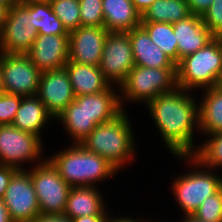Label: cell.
<instances>
[{
  "mask_svg": "<svg viewBox=\"0 0 222 222\" xmlns=\"http://www.w3.org/2000/svg\"><path fill=\"white\" fill-rule=\"evenodd\" d=\"M186 92L176 87L147 103L167 148L180 158L196 152L192 149L193 131L196 124L199 126L198 107L194 98Z\"/></svg>",
  "mask_w": 222,
  "mask_h": 222,
  "instance_id": "6da1fadb",
  "label": "cell"
},
{
  "mask_svg": "<svg viewBox=\"0 0 222 222\" xmlns=\"http://www.w3.org/2000/svg\"><path fill=\"white\" fill-rule=\"evenodd\" d=\"M48 160L71 187H93L94 182L104 178L106 180L119 171L100 155L89 152L76 143Z\"/></svg>",
  "mask_w": 222,
  "mask_h": 222,
  "instance_id": "7a4b0ae2",
  "label": "cell"
},
{
  "mask_svg": "<svg viewBox=\"0 0 222 222\" xmlns=\"http://www.w3.org/2000/svg\"><path fill=\"white\" fill-rule=\"evenodd\" d=\"M133 142L130 122L122 111L113 120L97 125L80 145L118 170L132 157Z\"/></svg>",
  "mask_w": 222,
  "mask_h": 222,
  "instance_id": "3957f363",
  "label": "cell"
},
{
  "mask_svg": "<svg viewBox=\"0 0 222 222\" xmlns=\"http://www.w3.org/2000/svg\"><path fill=\"white\" fill-rule=\"evenodd\" d=\"M177 87L190 91L200 86L218 87L222 79V37H215L202 49L177 64Z\"/></svg>",
  "mask_w": 222,
  "mask_h": 222,
  "instance_id": "277c9868",
  "label": "cell"
},
{
  "mask_svg": "<svg viewBox=\"0 0 222 222\" xmlns=\"http://www.w3.org/2000/svg\"><path fill=\"white\" fill-rule=\"evenodd\" d=\"M177 68H149L135 65L119 85L124 97L131 101H146L177 87ZM126 95V96H125Z\"/></svg>",
  "mask_w": 222,
  "mask_h": 222,
  "instance_id": "5b68a950",
  "label": "cell"
},
{
  "mask_svg": "<svg viewBox=\"0 0 222 222\" xmlns=\"http://www.w3.org/2000/svg\"><path fill=\"white\" fill-rule=\"evenodd\" d=\"M29 172L41 215H63L71 189L56 168L46 159Z\"/></svg>",
  "mask_w": 222,
  "mask_h": 222,
  "instance_id": "8992f818",
  "label": "cell"
},
{
  "mask_svg": "<svg viewBox=\"0 0 222 222\" xmlns=\"http://www.w3.org/2000/svg\"><path fill=\"white\" fill-rule=\"evenodd\" d=\"M37 37L38 31L32 21V4L17 3L10 7L0 31V53L27 54Z\"/></svg>",
  "mask_w": 222,
  "mask_h": 222,
  "instance_id": "52a82bcc",
  "label": "cell"
},
{
  "mask_svg": "<svg viewBox=\"0 0 222 222\" xmlns=\"http://www.w3.org/2000/svg\"><path fill=\"white\" fill-rule=\"evenodd\" d=\"M5 92L22 97L37 94L41 72L27 54H0Z\"/></svg>",
  "mask_w": 222,
  "mask_h": 222,
  "instance_id": "ba28073f",
  "label": "cell"
},
{
  "mask_svg": "<svg viewBox=\"0 0 222 222\" xmlns=\"http://www.w3.org/2000/svg\"><path fill=\"white\" fill-rule=\"evenodd\" d=\"M173 193L186 216L192 214L209 197L222 187V178L204 171H191V173L178 177L173 184Z\"/></svg>",
  "mask_w": 222,
  "mask_h": 222,
  "instance_id": "9c48e42d",
  "label": "cell"
},
{
  "mask_svg": "<svg viewBox=\"0 0 222 222\" xmlns=\"http://www.w3.org/2000/svg\"><path fill=\"white\" fill-rule=\"evenodd\" d=\"M13 222H30L40 215V207L29 172L18 170L2 198Z\"/></svg>",
  "mask_w": 222,
  "mask_h": 222,
  "instance_id": "30bf717a",
  "label": "cell"
},
{
  "mask_svg": "<svg viewBox=\"0 0 222 222\" xmlns=\"http://www.w3.org/2000/svg\"><path fill=\"white\" fill-rule=\"evenodd\" d=\"M134 66L129 33L108 32L99 65L104 77L120 85Z\"/></svg>",
  "mask_w": 222,
  "mask_h": 222,
  "instance_id": "8fae6325",
  "label": "cell"
},
{
  "mask_svg": "<svg viewBox=\"0 0 222 222\" xmlns=\"http://www.w3.org/2000/svg\"><path fill=\"white\" fill-rule=\"evenodd\" d=\"M40 139L12 125H0V164L22 170L19 162H33L42 155Z\"/></svg>",
  "mask_w": 222,
  "mask_h": 222,
  "instance_id": "7c38bea8",
  "label": "cell"
},
{
  "mask_svg": "<svg viewBox=\"0 0 222 222\" xmlns=\"http://www.w3.org/2000/svg\"><path fill=\"white\" fill-rule=\"evenodd\" d=\"M36 95L55 119L75 100L70 78L65 68L42 72Z\"/></svg>",
  "mask_w": 222,
  "mask_h": 222,
  "instance_id": "4fadbf2b",
  "label": "cell"
},
{
  "mask_svg": "<svg viewBox=\"0 0 222 222\" xmlns=\"http://www.w3.org/2000/svg\"><path fill=\"white\" fill-rule=\"evenodd\" d=\"M108 30L80 26L69 32V61L99 66Z\"/></svg>",
  "mask_w": 222,
  "mask_h": 222,
  "instance_id": "5bb4252c",
  "label": "cell"
},
{
  "mask_svg": "<svg viewBox=\"0 0 222 222\" xmlns=\"http://www.w3.org/2000/svg\"><path fill=\"white\" fill-rule=\"evenodd\" d=\"M27 55L41 73L63 69L69 60V35H38Z\"/></svg>",
  "mask_w": 222,
  "mask_h": 222,
  "instance_id": "9a60e30c",
  "label": "cell"
},
{
  "mask_svg": "<svg viewBox=\"0 0 222 222\" xmlns=\"http://www.w3.org/2000/svg\"><path fill=\"white\" fill-rule=\"evenodd\" d=\"M173 30L177 40L178 63L215 38L202 22L201 16L193 14L174 23Z\"/></svg>",
  "mask_w": 222,
  "mask_h": 222,
  "instance_id": "2e32d148",
  "label": "cell"
},
{
  "mask_svg": "<svg viewBox=\"0 0 222 222\" xmlns=\"http://www.w3.org/2000/svg\"><path fill=\"white\" fill-rule=\"evenodd\" d=\"M128 33L135 65L149 68H177L170 57L152 42L141 25Z\"/></svg>",
  "mask_w": 222,
  "mask_h": 222,
  "instance_id": "e0dca14e",
  "label": "cell"
},
{
  "mask_svg": "<svg viewBox=\"0 0 222 222\" xmlns=\"http://www.w3.org/2000/svg\"><path fill=\"white\" fill-rule=\"evenodd\" d=\"M64 68L69 75L75 97L101 93L111 86L99 66L84 65L68 60Z\"/></svg>",
  "mask_w": 222,
  "mask_h": 222,
  "instance_id": "ac0fdd59",
  "label": "cell"
},
{
  "mask_svg": "<svg viewBox=\"0 0 222 222\" xmlns=\"http://www.w3.org/2000/svg\"><path fill=\"white\" fill-rule=\"evenodd\" d=\"M102 8L108 32H129L141 24V14L131 0H102Z\"/></svg>",
  "mask_w": 222,
  "mask_h": 222,
  "instance_id": "d6986e66",
  "label": "cell"
},
{
  "mask_svg": "<svg viewBox=\"0 0 222 222\" xmlns=\"http://www.w3.org/2000/svg\"><path fill=\"white\" fill-rule=\"evenodd\" d=\"M101 197L95 186L71 187L63 216L71 220L82 216L107 215Z\"/></svg>",
  "mask_w": 222,
  "mask_h": 222,
  "instance_id": "ffe728a7",
  "label": "cell"
},
{
  "mask_svg": "<svg viewBox=\"0 0 222 222\" xmlns=\"http://www.w3.org/2000/svg\"><path fill=\"white\" fill-rule=\"evenodd\" d=\"M50 118L54 119L37 95L26 96L22 98L11 125L40 137L41 128Z\"/></svg>",
  "mask_w": 222,
  "mask_h": 222,
  "instance_id": "44dd1931",
  "label": "cell"
},
{
  "mask_svg": "<svg viewBox=\"0 0 222 222\" xmlns=\"http://www.w3.org/2000/svg\"><path fill=\"white\" fill-rule=\"evenodd\" d=\"M119 97L112 86L101 93L85 95V113L96 125L111 121L124 111Z\"/></svg>",
  "mask_w": 222,
  "mask_h": 222,
  "instance_id": "7402d4cb",
  "label": "cell"
},
{
  "mask_svg": "<svg viewBox=\"0 0 222 222\" xmlns=\"http://www.w3.org/2000/svg\"><path fill=\"white\" fill-rule=\"evenodd\" d=\"M56 118L63 122L76 144H80L97 126L85 113V95L75 97Z\"/></svg>",
  "mask_w": 222,
  "mask_h": 222,
  "instance_id": "603a6c76",
  "label": "cell"
},
{
  "mask_svg": "<svg viewBox=\"0 0 222 222\" xmlns=\"http://www.w3.org/2000/svg\"><path fill=\"white\" fill-rule=\"evenodd\" d=\"M199 126L207 134L222 132V88L205 90L204 99L198 106Z\"/></svg>",
  "mask_w": 222,
  "mask_h": 222,
  "instance_id": "cb8c5ba5",
  "label": "cell"
},
{
  "mask_svg": "<svg viewBox=\"0 0 222 222\" xmlns=\"http://www.w3.org/2000/svg\"><path fill=\"white\" fill-rule=\"evenodd\" d=\"M190 15L187 0H155L141 15V22L174 24Z\"/></svg>",
  "mask_w": 222,
  "mask_h": 222,
  "instance_id": "d4e9b609",
  "label": "cell"
},
{
  "mask_svg": "<svg viewBox=\"0 0 222 222\" xmlns=\"http://www.w3.org/2000/svg\"><path fill=\"white\" fill-rule=\"evenodd\" d=\"M140 25L147 31L152 42L177 65L178 49L173 24L165 22H141Z\"/></svg>",
  "mask_w": 222,
  "mask_h": 222,
  "instance_id": "484cf974",
  "label": "cell"
},
{
  "mask_svg": "<svg viewBox=\"0 0 222 222\" xmlns=\"http://www.w3.org/2000/svg\"><path fill=\"white\" fill-rule=\"evenodd\" d=\"M32 21L38 35H69L61 20L53 13L50 2L32 4Z\"/></svg>",
  "mask_w": 222,
  "mask_h": 222,
  "instance_id": "4316f807",
  "label": "cell"
},
{
  "mask_svg": "<svg viewBox=\"0 0 222 222\" xmlns=\"http://www.w3.org/2000/svg\"><path fill=\"white\" fill-rule=\"evenodd\" d=\"M210 136L211 139L204 142L205 144L201 148L199 147L197 152L192 156H185V158L191 159L194 166L222 167V132L212 133Z\"/></svg>",
  "mask_w": 222,
  "mask_h": 222,
  "instance_id": "83f0119b",
  "label": "cell"
},
{
  "mask_svg": "<svg viewBox=\"0 0 222 222\" xmlns=\"http://www.w3.org/2000/svg\"><path fill=\"white\" fill-rule=\"evenodd\" d=\"M50 4L53 13L61 20L68 32L81 26L79 1L53 0Z\"/></svg>",
  "mask_w": 222,
  "mask_h": 222,
  "instance_id": "f1b7e54d",
  "label": "cell"
},
{
  "mask_svg": "<svg viewBox=\"0 0 222 222\" xmlns=\"http://www.w3.org/2000/svg\"><path fill=\"white\" fill-rule=\"evenodd\" d=\"M192 216L201 222H222V187L209 196Z\"/></svg>",
  "mask_w": 222,
  "mask_h": 222,
  "instance_id": "f546056e",
  "label": "cell"
},
{
  "mask_svg": "<svg viewBox=\"0 0 222 222\" xmlns=\"http://www.w3.org/2000/svg\"><path fill=\"white\" fill-rule=\"evenodd\" d=\"M80 21L83 27H104L102 0H79Z\"/></svg>",
  "mask_w": 222,
  "mask_h": 222,
  "instance_id": "4dcf8cb0",
  "label": "cell"
},
{
  "mask_svg": "<svg viewBox=\"0 0 222 222\" xmlns=\"http://www.w3.org/2000/svg\"><path fill=\"white\" fill-rule=\"evenodd\" d=\"M201 18L215 37H222V0H213Z\"/></svg>",
  "mask_w": 222,
  "mask_h": 222,
  "instance_id": "1f68e13d",
  "label": "cell"
},
{
  "mask_svg": "<svg viewBox=\"0 0 222 222\" xmlns=\"http://www.w3.org/2000/svg\"><path fill=\"white\" fill-rule=\"evenodd\" d=\"M22 98V96L6 92L0 95V125L12 124Z\"/></svg>",
  "mask_w": 222,
  "mask_h": 222,
  "instance_id": "d6a6232c",
  "label": "cell"
},
{
  "mask_svg": "<svg viewBox=\"0 0 222 222\" xmlns=\"http://www.w3.org/2000/svg\"><path fill=\"white\" fill-rule=\"evenodd\" d=\"M18 171V169L1 165L0 164V199L4 197L6 188L9 185L10 180L12 179V176Z\"/></svg>",
  "mask_w": 222,
  "mask_h": 222,
  "instance_id": "836d02e7",
  "label": "cell"
},
{
  "mask_svg": "<svg viewBox=\"0 0 222 222\" xmlns=\"http://www.w3.org/2000/svg\"><path fill=\"white\" fill-rule=\"evenodd\" d=\"M191 14L202 16L213 0H187Z\"/></svg>",
  "mask_w": 222,
  "mask_h": 222,
  "instance_id": "e575fe53",
  "label": "cell"
},
{
  "mask_svg": "<svg viewBox=\"0 0 222 222\" xmlns=\"http://www.w3.org/2000/svg\"><path fill=\"white\" fill-rule=\"evenodd\" d=\"M30 222H72L69 218L63 215H38Z\"/></svg>",
  "mask_w": 222,
  "mask_h": 222,
  "instance_id": "d590c367",
  "label": "cell"
},
{
  "mask_svg": "<svg viewBox=\"0 0 222 222\" xmlns=\"http://www.w3.org/2000/svg\"><path fill=\"white\" fill-rule=\"evenodd\" d=\"M109 218L108 215H92V216H82L75 217L71 219L72 222H107Z\"/></svg>",
  "mask_w": 222,
  "mask_h": 222,
  "instance_id": "8d00e7d4",
  "label": "cell"
},
{
  "mask_svg": "<svg viewBox=\"0 0 222 222\" xmlns=\"http://www.w3.org/2000/svg\"><path fill=\"white\" fill-rule=\"evenodd\" d=\"M135 9L142 15L155 0H131Z\"/></svg>",
  "mask_w": 222,
  "mask_h": 222,
  "instance_id": "74e56055",
  "label": "cell"
},
{
  "mask_svg": "<svg viewBox=\"0 0 222 222\" xmlns=\"http://www.w3.org/2000/svg\"><path fill=\"white\" fill-rule=\"evenodd\" d=\"M0 222H13L3 199H0Z\"/></svg>",
  "mask_w": 222,
  "mask_h": 222,
  "instance_id": "f35d334b",
  "label": "cell"
},
{
  "mask_svg": "<svg viewBox=\"0 0 222 222\" xmlns=\"http://www.w3.org/2000/svg\"><path fill=\"white\" fill-rule=\"evenodd\" d=\"M8 12H9V7L6 5L0 4V31L3 28Z\"/></svg>",
  "mask_w": 222,
  "mask_h": 222,
  "instance_id": "ab89813d",
  "label": "cell"
},
{
  "mask_svg": "<svg viewBox=\"0 0 222 222\" xmlns=\"http://www.w3.org/2000/svg\"><path fill=\"white\" fill-rule=\"evenodd\" d=\"M50 0H18V3L22 5H31V4H38V3H47Z\"/></svg>",
  "mask_w": 222,
  "mask_h": 222,
  "instance_id": "60d3db41",
  "label": "cell"
},
{
  "mask_svg": "<svg viewBox=\"0 0 222 222\" xmlns=\"http://www.w3.org/2000/svg\"><path fill=\"white\" fill-rule=\"evenodd\" d=\"M107 222H137V221H135L131 218H129V219L128 218H116V219L109 218V219H107Z\"/></svg>",
  "mask_w": 222,
  "mask_h": 222,
  "instance_id": "b9f144b4",
  "label": "cell"
},
{
  "mask_svg": "<svg viewBox=\"0 0 222 222\" xmlns=\"http://www.w3.org/2000/svg\"><path fill=\"white\" fill-rule=\"evenodd\" d=\"M18 3V0H0V4L6 5L9 8Z\"/></svg>",
  "mask_w": 222,
  "mask_h": 222,
  "instance_id": "7bdbcfd3",
  "label": "cell"
},
{
  "mask_svg": "<svg viewBox=\"0 0 222 222\" xmlns=\"http://www.w3.org/2000/svg\"><path fill=\"white\" fill-rule=\"evenodd\" d=\"M5 93V87H4V81H3V76L1 72V66H0V95Z\"/></svg>",
  "mask_w": 222,
  "mask_h": 222,
  "instance_id": "ee69618b",
  "label": "cell"
},
{
  "mask_svg": "<svg viewBox=\"0 0 222 222\" xmlns=\"http://www.w3.org/2000/svg\"><path fill=\"white\" fill-rule=\"evenodd\" d=\"M185 220L183 222H201L196 220L193 216H185Z\"/></svg>",
  "mask_w": 222,
  "mask_h": 222,
  "instance_id": "f6af8a7d",
  "label": "cell"
},
{
  "mask_svg": "<svg viewBox=\"0 0 222 222\" xmlns=\"http://www.w3.org/2000/svg\"><path fill=\"white\" fill-rule=\"evenodd\" d=\"M219 86L222 88V79H221V81H220V84H219Z\"/></svg>",
  "mask_w": 222,
  "mask_h": 222,
  "instance_id": "bcb514c9",
  "label": "cell"
}]
</instances>
